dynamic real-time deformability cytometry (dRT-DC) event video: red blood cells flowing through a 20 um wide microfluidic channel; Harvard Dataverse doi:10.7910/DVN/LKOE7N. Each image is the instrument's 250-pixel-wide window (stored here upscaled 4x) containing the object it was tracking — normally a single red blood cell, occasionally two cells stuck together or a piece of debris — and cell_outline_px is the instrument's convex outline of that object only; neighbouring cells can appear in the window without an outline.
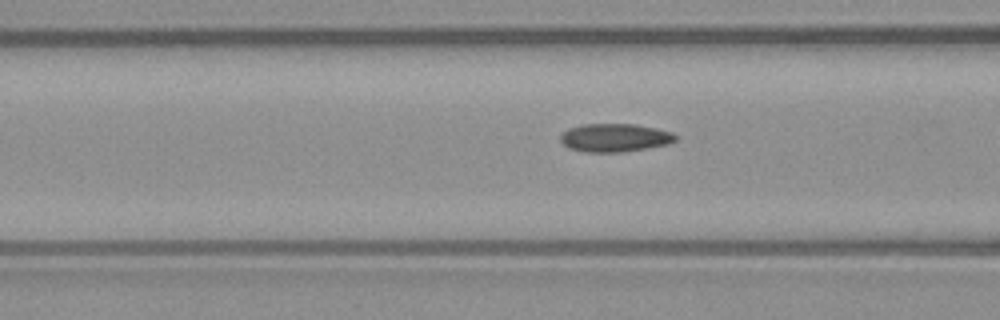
{"species": "common noctule bat (a hibernating species)", "species_latin": "Nyctalus noctula", "temperature_condition": "warm", "stored_images_in_passage": 7, "camera_frame_rate_fps": 3000, "um_per_image_px": 0.085, "animal": {"sex": "male", "body_mass_g": 23.1, "forearm_length_mm": 52.7}, "frame": {"image": 1, "passage_image": 6, "time_ms": 1.667, "image_size_px": [1000, 320], "cell_outline_px": [[680, 136], [676, 140], [668, 144], [624, 152], [584, 152], [568, 148], [560, 140], [560, 136], [568, 128], [580, 124], [636, 124], [656, 128], [672, 132]], "centroid_in_image_um": [52.27, 11.7], "position_along_channel_um": 114.3, "area_um2": 19.13}}